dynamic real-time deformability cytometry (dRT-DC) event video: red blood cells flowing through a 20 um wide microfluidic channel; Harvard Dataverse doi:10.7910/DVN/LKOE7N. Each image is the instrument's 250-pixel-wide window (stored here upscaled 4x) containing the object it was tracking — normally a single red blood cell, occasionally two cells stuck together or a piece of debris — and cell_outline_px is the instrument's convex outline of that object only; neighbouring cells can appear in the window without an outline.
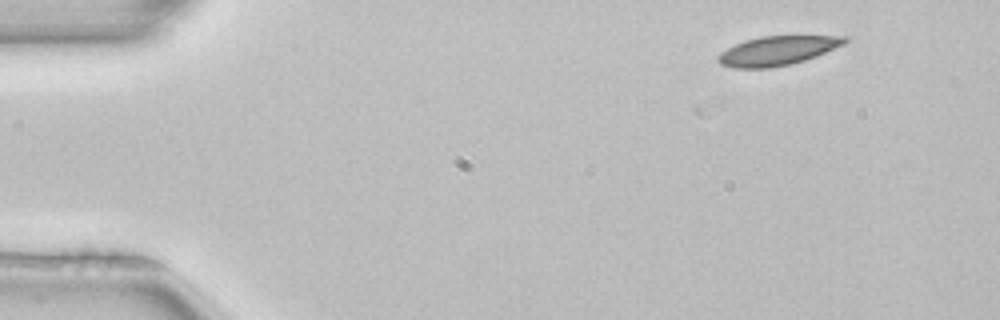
{"species": "common noctule bat (a hibernating species)", "species_latin": "Nyctalus noctula", "temperature_condition": "room temperature", "stored_images_in_passage": 37, "camera_frame_rate_fps": 3000, "um_per_image_px": 0.085, "animal": {"sex": "female", "body_mass_g": 22.7, "forearm_length_mm": 54.2}, "frame": {"image": 1, "passage_image": 1, "time_ms": 0.0, "image_size_px": [1000, 320], "cell_outline_px": [[848, 40], [844, 44], [816, 56], [804, 60], [788, 64], [768, 68], [732, 68], [720, 64], [716, 60], [716, 56], [720, 52], [744, 40], [760, 36], [848, 36]], "centroid_in_image_um": [66.03, 4.31], "position_along_channel_um": 19.0, "area_um2": 21.44}}
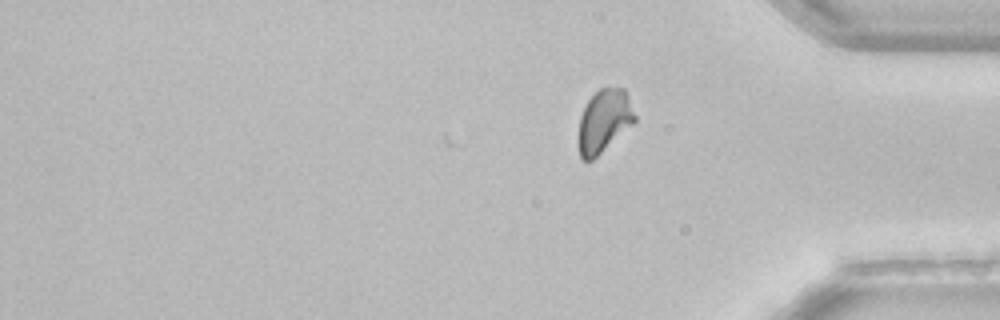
{"frame": {"image": 2, "passage_image": 37, "time_ms": 12.0, "image_size_px": [1000, 320], "cell_outline_px": [[636, 120], [632, 124], [592, 160], [584, 160], [580, 156], [580, 116], [588, 100], [600, 88], [624, 88], [636, 116]], "centroid_in_image_um": [51.36, 10.25], "position_along_channel_um": 383.8, "area_um2": 19.88}}